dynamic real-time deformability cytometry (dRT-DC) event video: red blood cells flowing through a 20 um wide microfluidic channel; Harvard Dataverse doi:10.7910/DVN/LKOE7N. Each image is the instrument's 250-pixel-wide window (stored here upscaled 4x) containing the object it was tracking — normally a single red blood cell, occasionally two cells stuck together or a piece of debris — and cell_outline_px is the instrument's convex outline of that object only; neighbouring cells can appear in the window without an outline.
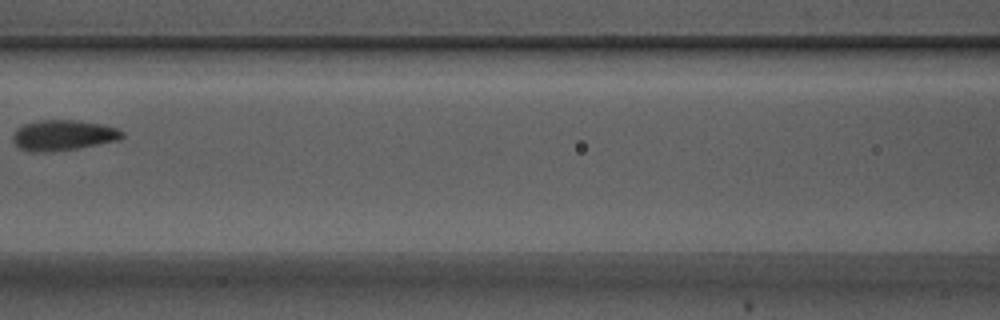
{"species": "Egyptian fruit bat (a non-hibernating species)", "species_latin": "Rousettus aegyptiacus", "temperature_condition": "warm", "stored_images_in_passage": 8, "camera_frame_rate_fps": 3000, "um_per_image_px": 0.085, "animal": {"sex": "male"}, "frame": {"image": 1, "passage_image": 7, "time_ms": 2.0, "image_size_px": [1000, 320], "cell_outline_px": [[124, 136], [120, 140], [76, 148], [48, 152], [28, 152], [16, 148], [12, 140], [12, 136], [16, 128], [24, 124], [40, 120], [80, 120], [100, 124], [116, 128], [124, 132]], "centroid_in_image_um": [5.32, 11.5], "position_along_channel_um": 161.3, "area_um2": 19.65}}
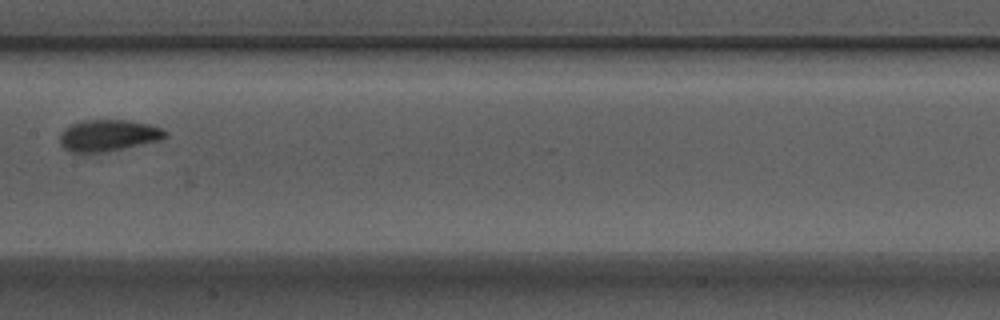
{"frame": {"image": 2, "passage_image": 8, "time_ms": 2.333, "image_size_px": [1000, 320], "cell_outline_px": [[168, 136], [160, 140], [124, 148], [104, 152], [72, 152], [64, 148], [60, 144], [60, 132], [64, 128], [80, 120], [128, 120], [148, 124], [160, 128], [168, 132]], "centroid_in_image_um": [9.19, 11.5], "position_along_channel_um": 198.2, "area_um2": 19.36}}